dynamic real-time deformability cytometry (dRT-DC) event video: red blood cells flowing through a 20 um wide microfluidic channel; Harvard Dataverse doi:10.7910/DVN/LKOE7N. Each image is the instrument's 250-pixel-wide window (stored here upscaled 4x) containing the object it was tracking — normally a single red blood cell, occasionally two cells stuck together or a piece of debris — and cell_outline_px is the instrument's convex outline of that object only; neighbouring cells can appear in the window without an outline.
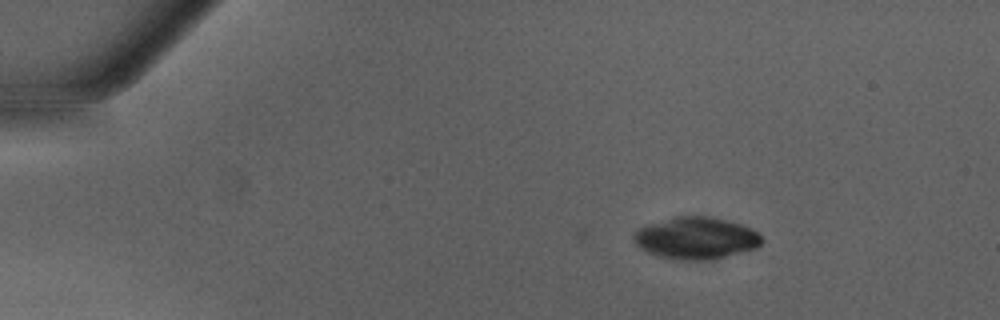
{"species": "Egyptian fruit bat (a non-hibernating species)", "species_latin": "Rousettus aegyptiacus", "temperature_condition": "warm", "stored_images_in_passage": 6, "camera_frame_rate_fps": 3000, "um_per_image_px": 0.085, "animal": {"sex": "male"}, "frame": {"image": 1, "passage_image": 6, "time_ms": 1.667, "image_size_px": [1000, 320], "cell_outline_px": [[764, 240], [756, 248], [712, 260], [680, 260], [660, 256], [648, 252], [640, 248], [632, 240], [632, 232], [636, 228], [644, 224], [676, 216], [712, 216], [740, 224], [756, 232]], "centroid_in_image_um": [59.09, 20.23], "position_along_channel_um": 25.9, "area_um2": 31.56}}